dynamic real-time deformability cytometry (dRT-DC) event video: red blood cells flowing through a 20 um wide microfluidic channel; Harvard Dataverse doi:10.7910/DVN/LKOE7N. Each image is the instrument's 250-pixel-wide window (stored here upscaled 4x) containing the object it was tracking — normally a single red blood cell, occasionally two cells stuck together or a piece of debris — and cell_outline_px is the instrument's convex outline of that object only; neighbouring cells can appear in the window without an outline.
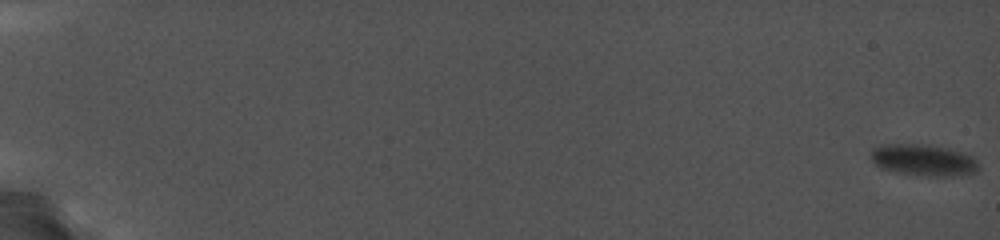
{"species": "common noctule bat (a hibernating species)", "species_latin": "Nyctalus noctula", "temperature_condition": "cold", "stored_images_in_passage": 33, "camera_frame_rate_fps": 5000, "um_per_image_px": 0.085, "animal": {"sex": "female", "body_mass_g": 19.0, "forearm_length_mm": 56.7}, "frame": {"image": 1, "passage_image": 1, "time_ms": 0.0, "image_size_px": [1000, 240], "cell_outline_px": [[980, 168], [976, 172], [960, 176], [928, 176], [896, 172], [880, 168], [872, 160], [872, 148], [880, 144], [932, 144], [964, 152], [972, 156], [976, 160]], "centroid_in_image_um": [78.53, 13.6], "position_along_channel_um": 6.5, "area_um2": 20.11}}
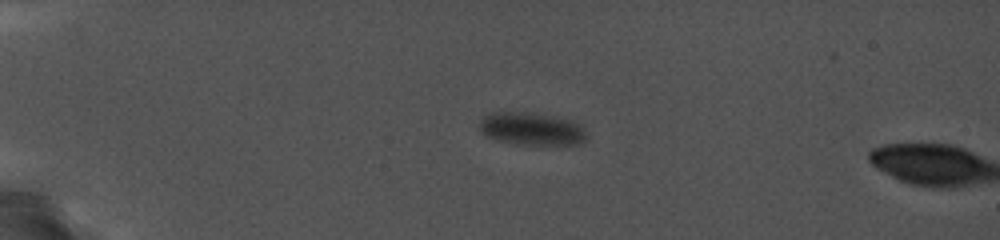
{"frame": {"image": 2, "passage_image": 31, "time_ms": 6.0, "image_size_px": [1000, 240], "cell_outline_px": [[588, 140], [584, 144], [512, 144], [492, 140], [484, 136], [476, 128], [480, 120], [488, 116], [536, 116], [564, 120], [580, 124], [588, 132]], "centroid_in_image_um": [45.23, 11.09], "position_along_channel_um": 39.8, "area_um2": 19.13}}